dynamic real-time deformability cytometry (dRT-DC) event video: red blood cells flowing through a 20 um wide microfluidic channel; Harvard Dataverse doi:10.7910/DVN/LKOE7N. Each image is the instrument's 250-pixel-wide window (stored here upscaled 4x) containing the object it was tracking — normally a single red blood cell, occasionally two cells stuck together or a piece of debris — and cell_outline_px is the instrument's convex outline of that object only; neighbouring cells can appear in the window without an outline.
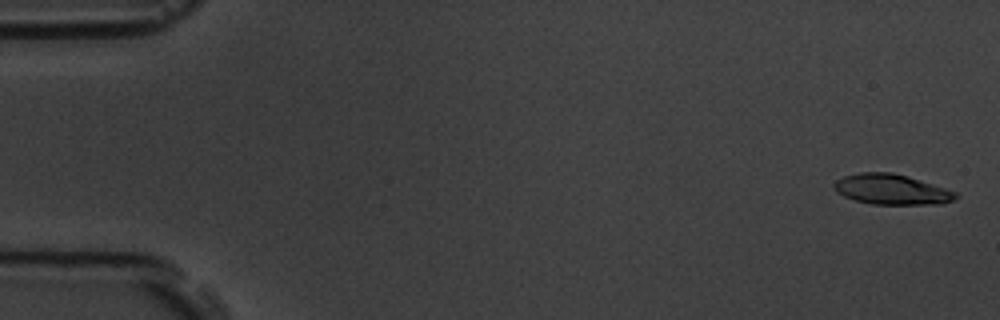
{"species": "common noctule bat (a hibernating species)", "species_latin": "Nyctalus noctula", "temperature_condition": "room temperature", "stored_images_in_passage": 6, "segment_of_instrument_passage": [1, 2], "camera_frame_rate_fps": 3000, "um_per_image_px": 0.085, "animal": {"sex": "male", "body_mass_g": 19.5, "forearm_length_mm": 54.6}, "frame": {"image": 1, "passage_image": 1, "time_ms": 0.0, "image_size_px": [1000, 320], "cell_outline_px": [[960, 196], [944, 204], [872, 204], [856, 200], [844, 196], [836, 192], [832, 188], [832, 184], [836, 180], [844, 176], [860, 172], [892, 172], [908, 176], [956, 192]], "centroid_in_image_um": [75.76, 16.1], "position_along_channel_um": 9.2, "area_um2": 21.5}}